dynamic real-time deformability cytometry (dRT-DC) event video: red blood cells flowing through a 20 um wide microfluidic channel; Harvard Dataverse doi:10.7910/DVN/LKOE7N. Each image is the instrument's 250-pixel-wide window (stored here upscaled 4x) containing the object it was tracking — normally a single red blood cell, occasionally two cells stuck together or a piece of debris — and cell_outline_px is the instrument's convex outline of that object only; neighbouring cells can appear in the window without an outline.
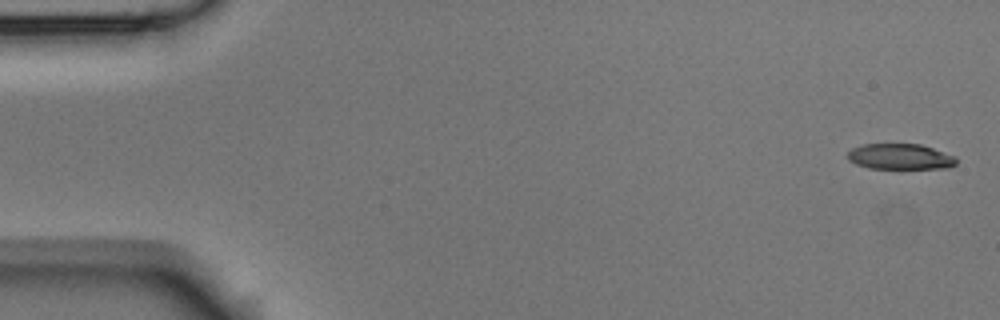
{"species": "Egyptian fruit bat (a non-hibernating species)", "species_latin": "Rousettus aegyptiacus", "temperature_condition": "room temperature", "stored_images_in_passage": 4, "camera_frame_rate_fps": 3000, "um_per_image_px": 0.085, "animal": {"sex": "male"}, "frame": {"image": 1, "passage_image": 1, "time_ms": 0.0, "image_size_px": [1000, 320], "cell_outline_px": [[956, 164], [952, 168], [868, 168], [856, 164], [848, 160], [848, 152], [852, 148], [864, 144], [920, 144], [956, 156]], "centroid_in_image_um": [76.53, 13.31], "position_along_channel_um": 8.5, "area_um2": 16.24}}
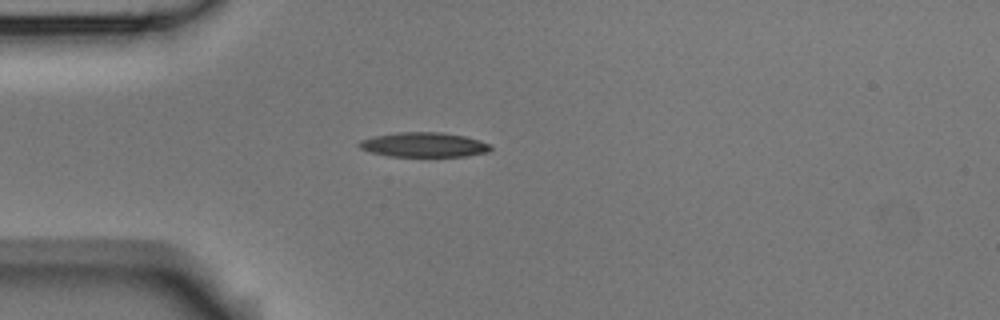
{"frame": {"image": 2, "passage_image": 4, "time_ms": 1.0, "image_size_px": [1000, 320], "cell_outline_px": [[492, 148], [488, 152], [464, 156], [388, 156], [372, 152], [360, 148], [356, 144], [360, 140], [372, 136], [396, 132], [440, 132], [464, 136], [480, 140], [492, 144]], "centroid_in_image_um": [36.02, 12.29], "position_along_channel_um": 49.0, "area_um2": 18.96}}